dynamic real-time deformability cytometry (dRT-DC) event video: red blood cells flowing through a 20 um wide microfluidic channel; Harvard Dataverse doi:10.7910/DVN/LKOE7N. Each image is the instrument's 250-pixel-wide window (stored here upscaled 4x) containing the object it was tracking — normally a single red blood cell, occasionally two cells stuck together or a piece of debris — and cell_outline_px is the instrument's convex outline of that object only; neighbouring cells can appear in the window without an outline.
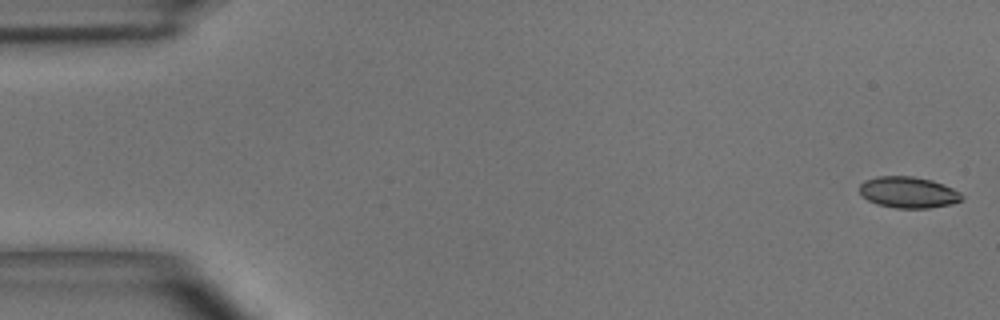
{"species": "common noctule bat (a hibernating species)", "species_latin": "Nyctalus noctula", "temperature_condition": "room temperature", "stored_images_in_passage": 9, "camera_frame_rate_fps": 3000, "um_per_image_px": 0.085, "animal": {"sex": "male", "body_mass_g": 15.6}, "frame": {"image": 1, "passage_image": 1, "time_ms": 0.0, "image_size_px": [1000, 320], "cell_outline_px": [[964, 200], [952, 204], [928, 208], [896, 208], [876, 204], [868, 200], [860, 192], [860, 184], [864, 180], [876, 176], [912, 176], [932, 180], [944, 184], [960, 192], [964, 196]], "centroid_in_image_um": [77.23, 16.35], "position_along_channel_um": 7.8, "area_um2": 18.79}}